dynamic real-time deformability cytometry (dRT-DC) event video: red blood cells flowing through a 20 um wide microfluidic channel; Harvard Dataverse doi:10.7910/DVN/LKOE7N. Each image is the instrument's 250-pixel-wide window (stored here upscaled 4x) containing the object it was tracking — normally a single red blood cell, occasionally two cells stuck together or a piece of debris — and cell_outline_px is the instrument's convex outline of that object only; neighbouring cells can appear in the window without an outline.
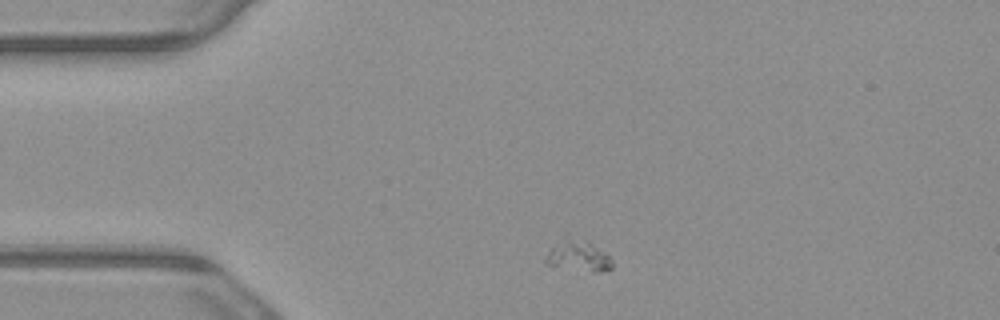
{"species": "common noctule bat (a hibernating species)", "species_latin": "Nyctalus noctula", "temperature_condition": "warm", "stored_images_in_passage": 2, "camera_frame_rate_fps": 3000, "um_per_image_px": 0.085, "animal": {"sex": "male", "body_mass_g": 23.1, "forearm_length_mm": 52.7}, "frame": {"image": 1, "passage_image": 1, "time_ms": 0.0, "image_size_px": [1000, 320], "cell_outline_px": [[612, 268], [604, 272], [592, 272], [548, 264], [544, 260], [548, 252], [564, 232], [568, 232], [588, 240], [604, 252], [612, 260]], "centroid_in_image_um": [49.14, 21.65], "position_along_channel_um": 35.9, "area_um2": 12.54}}